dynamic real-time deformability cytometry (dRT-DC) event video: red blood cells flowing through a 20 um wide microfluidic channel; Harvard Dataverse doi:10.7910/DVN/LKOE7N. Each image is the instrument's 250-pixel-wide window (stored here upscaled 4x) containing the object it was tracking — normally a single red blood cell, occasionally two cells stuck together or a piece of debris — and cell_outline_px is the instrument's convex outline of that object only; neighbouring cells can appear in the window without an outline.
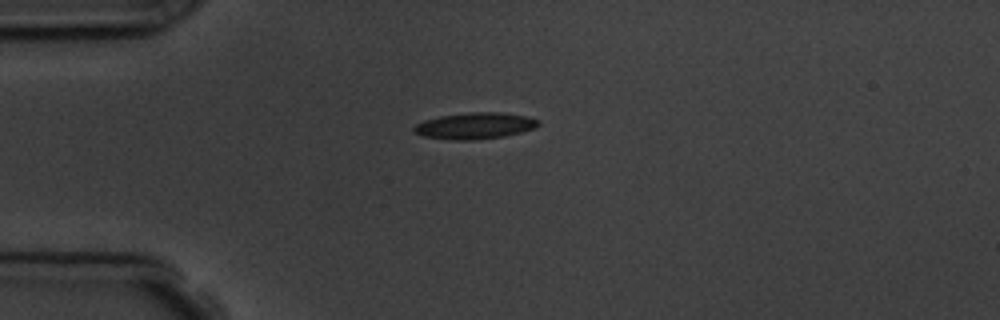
{"species": "common noctule bat (a hibernating species)", "species_latin": "Nyctalus noctula", "temperature_condition": "room temperature", "stored_images_in_passage": 3, "camera_frame_rate_fps": 3000, "um_per_image_px": 0.085, "animal": {"sex": "male", "body_mass_g": 19.5, "forearm_length_mm": 54.6}, "frame": {"image": 1, "passage_image": 1, "time_ms": 0.0, "image_size_px": [1000, 320], "cell_outline_px": [[540, 124], [536, 128], [504, 136], [476, 140], [452, 140], [424, 136], [416, 132], [412, 128], [416, 124], [424, 120], [440, 116], [472, 112], [500, 112], [524, 116], [540, 120]], "centroid_in_image_um": [40.38, 10.69], "position_along_channel_um": 44.6, "area_um2": 19.02}}
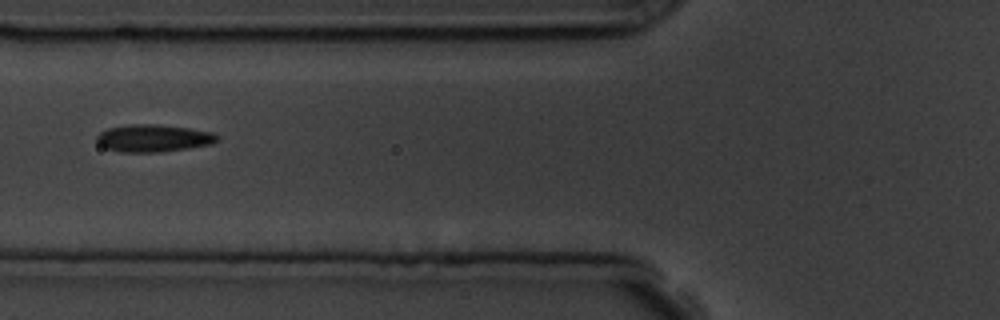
{"frame": {"image": 2, "passage_image": 3, "time_ms": 2.333, "image_size_px": [1000, 320], "cell_outline_px": [[220, 136], [212, 144], [188, 148], [156, 152], [120, 152], [108, 148], [100, 144], [96, 140], [96, 136], [100, 132], [108, 128], [128, 124], [156, 124], [188, 128], [212, 132]], "centroid_in_image_um": [13.03, 11.74], "position_along_channel_um": 112.8, "area_um2": 19.07}}